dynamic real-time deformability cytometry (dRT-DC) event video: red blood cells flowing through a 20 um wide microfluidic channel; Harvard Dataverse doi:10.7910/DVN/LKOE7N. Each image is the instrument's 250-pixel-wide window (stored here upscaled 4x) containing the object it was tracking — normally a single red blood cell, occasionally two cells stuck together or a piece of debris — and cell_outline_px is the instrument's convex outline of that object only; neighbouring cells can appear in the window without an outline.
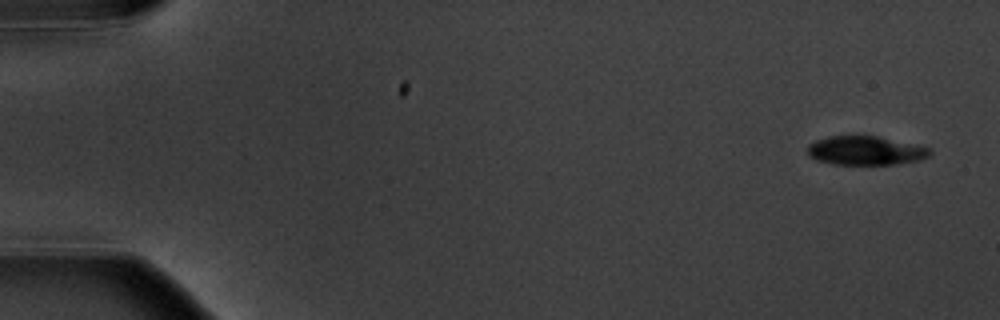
{"species": "common noctule bat (a hibernating species)", "species_latin": "Nyctalus noctula", "temperature_condition": "warm", "stored_images_in_passage": 6, "camera_frame_rate_fps": 3000, "um_per_image_px": 0.085, "animal": {"sex": "male", "body_mass_g": 20.1, "forearm_length_mm": 53.5}, "frame": {"image": 1, "passage_image": 1, "time_ms": 0.0, "image_size_px": [1000, 320], "cell_outline_px": [[932, 156], [920, 160], [892, 164], [832, 164], [816, 160], [808, 156], [808, 144], [816, 140], [832, 136], [876, 136], [916, 144], [928, 148], [932, 152]], "centroid_in_image_um": [73.58, 12.8], "position_along_channel_um": 11.4, "area_um2": 20.58}}
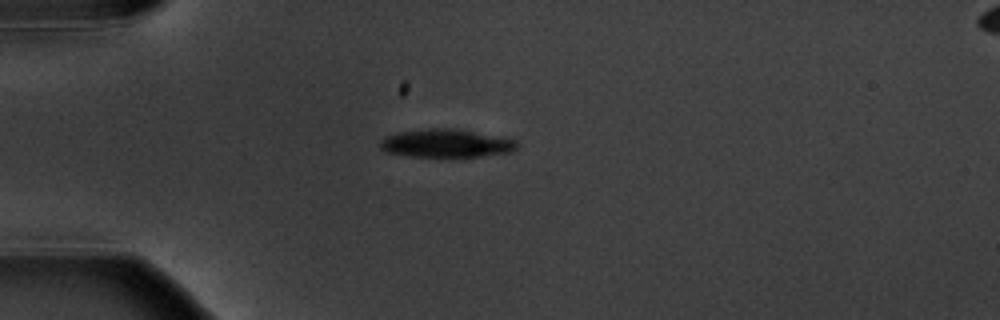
{"frame": {"image": 2, "passage_image": 5, "time_ms": 4.333, "image_size_px": [1000, 320], "cell_outline_px": [[520, 144], [512, 152], [480, 156], [412, 156], [388, 152], [380, 148], [380, 140], [384, 136], [396, 132], [428, 128], [452, 128], [516, 140]], "centroid_in_image_um": [37.89, 12.17], "position_along_channel_um": 47.1, "area_um2": 22.25}}